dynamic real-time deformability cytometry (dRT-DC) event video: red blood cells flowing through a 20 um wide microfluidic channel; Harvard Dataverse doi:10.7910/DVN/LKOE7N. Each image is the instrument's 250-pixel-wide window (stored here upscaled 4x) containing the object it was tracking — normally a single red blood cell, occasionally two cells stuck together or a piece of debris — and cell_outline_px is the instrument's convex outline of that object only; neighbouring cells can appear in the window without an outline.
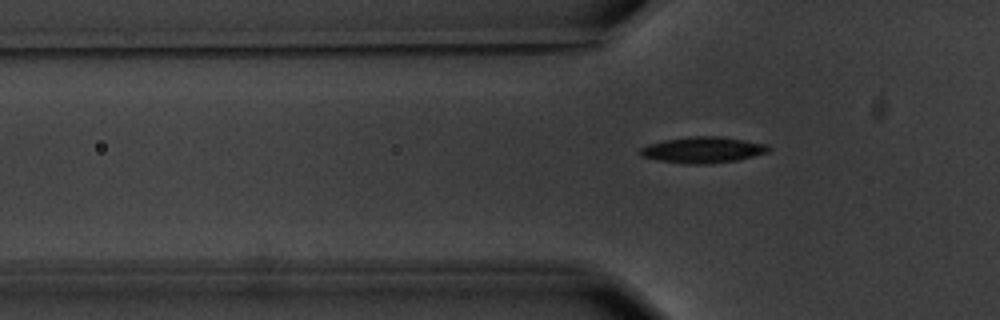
{"species": "common noctule bat (a hibernating species)", "species_latin": "Nyctalus noctula", "temperature_condition": "warm", "stored_images_in_passage": 7, "camera_frame_rate_fps": 3000, "um_per_image_px": 0.085, "animal": {"sex": "male", "body_mass_g": 20.1, "forearm_length_mm": 53.5}, "frame": {"image": 1, "passage_image": 7, "time_ms": 7.0, "image_size_px": [1000, 320], "cell_outline_px": [[772, 148], [768, 152], [736, 160], [712, 164], [684, 164], [656, 160], [640, 156], [636, 152], [640, 148], [648, 144], [664, 140], [688, 136], [716, 136], [744, 140], [768, 144]], "centroid_in_image_um": [59.69, 12.74], "position_along_channel_um": 66.1, "area_um2": 19.77}}